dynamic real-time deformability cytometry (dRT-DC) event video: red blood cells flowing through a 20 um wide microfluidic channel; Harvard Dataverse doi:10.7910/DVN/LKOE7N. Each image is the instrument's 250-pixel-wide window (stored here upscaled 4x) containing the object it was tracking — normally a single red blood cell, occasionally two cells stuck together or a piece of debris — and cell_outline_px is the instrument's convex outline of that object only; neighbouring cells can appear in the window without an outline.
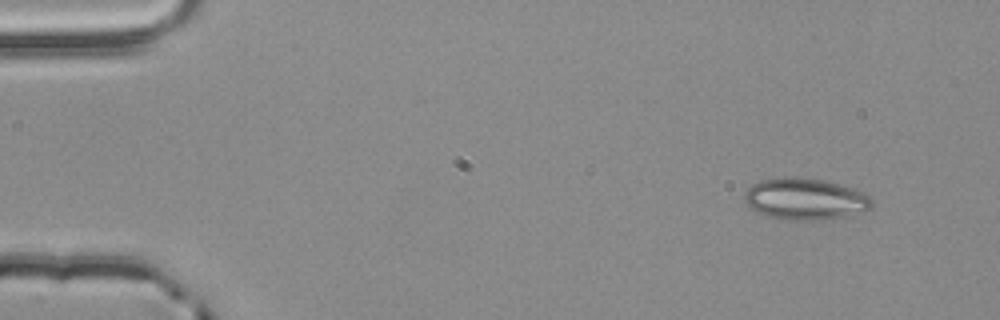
{"species": "common noctule bat (a hibernating species)", "species_latin": "Nyctalus noctula", "temperature_condition": "room temperature", "stored_images_in_passage": 17, "camera_frame_rate_fps": 3000, "um_per_image_px": 0.085, "animal": {"sex": "male", "body_mass_g": 20.4}, "frame": {"image": 1, "passage_image": 5, "time_ms": 1.333, "image_size_px": [1000, 320], "cell_outline_px": [[872, 208], [832, 220], [788, 220], [768, 216], [752, 208], [744, 200], [744, 192], [752, 184], [760, 180], [784, 176], [788, 176], [824, 180], [856, 188], [872, 196]], "centroid_in_image_um": [68.48, 16.9], "position_along_channel_um": 16.5, "area_um2": 31.21}}